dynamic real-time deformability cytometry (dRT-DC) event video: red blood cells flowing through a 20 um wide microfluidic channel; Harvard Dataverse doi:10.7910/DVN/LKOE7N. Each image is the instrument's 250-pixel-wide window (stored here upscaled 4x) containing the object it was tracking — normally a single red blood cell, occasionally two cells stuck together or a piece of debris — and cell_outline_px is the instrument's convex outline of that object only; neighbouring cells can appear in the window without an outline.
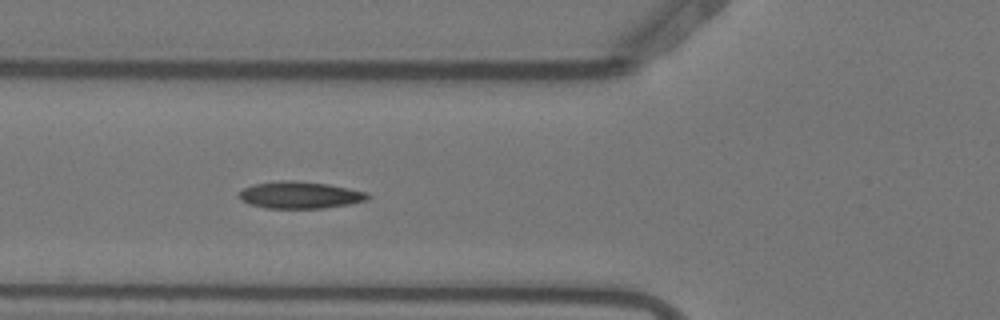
{"species": "Egyptian fruit bat (a non-hibernating species)", "species_latin": "Rousettus aegyptiacus", "temperature_condition": "warm", "stored_images_in_passage": 6, "camera_frame_rate_fps": 3000, "um_per_image_px": 0.085, "animal": {"sex": "female"}, "frame": {"image": 1, "passage_image": 6, "time_ms": 1.667, "image_size_px": [1000, 320], "cell_outline_px": [[372, 196], [368, 200], [348, 204], [324, 208], [268, 208], [248, 204], [240, 200], [240, 192], [244, 188], [252, 184], [280, 180], [296, 180], [328, 184], [368, 192]], "centroid_in_image_um": [25.51, 16.57], "position_along_channel_um": 100.3, "area_um2": 20.35}}